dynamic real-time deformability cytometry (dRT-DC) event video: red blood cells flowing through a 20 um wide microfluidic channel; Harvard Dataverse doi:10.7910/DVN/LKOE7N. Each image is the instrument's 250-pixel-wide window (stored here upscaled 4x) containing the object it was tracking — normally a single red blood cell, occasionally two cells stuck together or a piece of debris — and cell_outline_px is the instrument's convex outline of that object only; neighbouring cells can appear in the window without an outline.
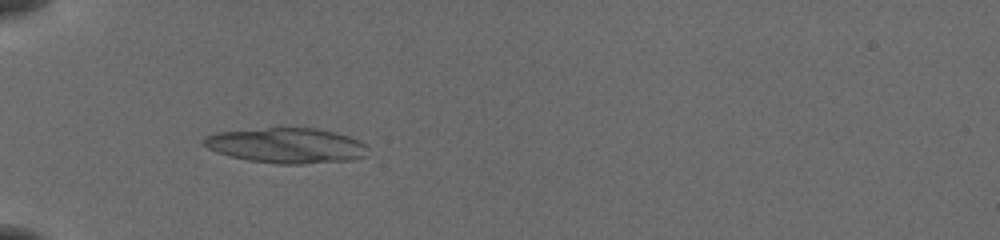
{"species": "common noctule bat (a hibernating species)", "species_latin": "Nyctalus noctula", "temperature_condition": "cold", "stored_images_in_passage": 54, "camera_frame_rate_fps": 3000, "um_per_image_px": 0.085, "animal": {"sex": "female", "body_mass_g": 19.5, "forearm_length_mm": 54.1}, "frame": {"image": 1, "passage_image": 19, "time_ms": 6.0, "image_size_px": [1000, 240], "cell_outline_px": [[368, 156], [352, 160], [304, 164], [276, 164], [248, 160], [216, 152], [208, 148], [200, 140], [204, 136], [216, 132], [268, 128], [316, 128], [336, 132], [360, 140], [368, 148]], "centroid_in_image_um": [24.38, 12.37], "position_along_channel_um": 60.6, "area_um2": 33.93}}
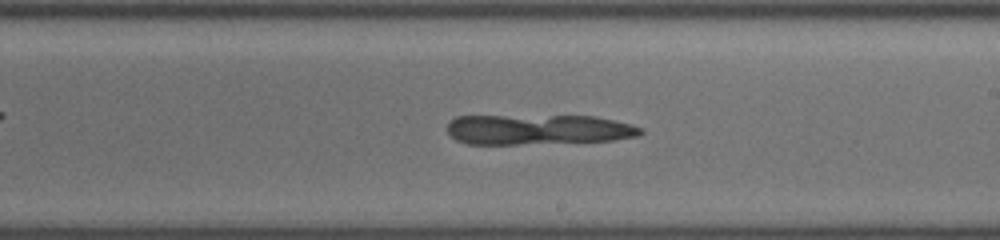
{"frame": {"image": 2, "passage_image": 34, "time_ms": 11.0, "image_size_px": [1000, 240], "cell_outline_px": [[644, 132], [640, 136], [612, 140], [516, 144], [468, 144], [456, 140], [448, 132], [448, 124], [456, 116], [596, 116], [632, 124], [644, 128]], "centroid_in_image_um": [45.78, 11.01], "position_along_channel_um": 243.2, "area_um2": 33.99}}
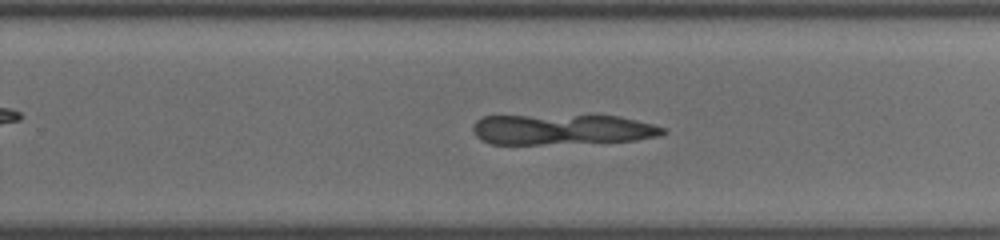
{"frame": {"image": 3, "passage_image": 37, "time_ms": 12.0, "image_size_px": [1000, 240], "cell_outline_px": [[668, 132], [660, 136], [636, 140], [540, 144], [492, 144], [480, 140], [476, 136], [472, 128], [476, 120], [480, 116], [620, 116], [652, 124], [664, 128]], "centroid_in_image_um": [47.75, 11.01], "position_along_channel_um": 282.0, "area_um2": 33.47}}